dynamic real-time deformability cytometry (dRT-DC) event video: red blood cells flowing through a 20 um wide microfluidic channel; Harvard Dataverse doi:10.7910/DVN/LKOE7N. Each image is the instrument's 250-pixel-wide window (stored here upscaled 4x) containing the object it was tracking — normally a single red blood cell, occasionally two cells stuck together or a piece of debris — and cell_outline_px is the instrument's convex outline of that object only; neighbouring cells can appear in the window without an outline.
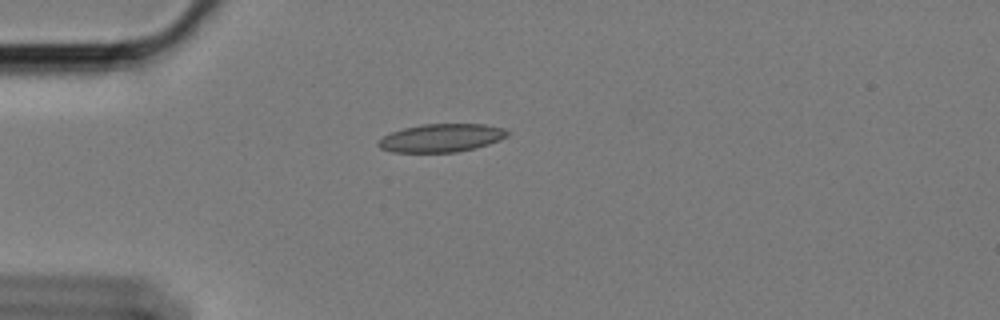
{"species": "Egyptian fruit bat (a non-hibernating species)", "species_latin": "Rousettus aegyptiacus", "temperature_condition": "cold", "stored_images_in_passage": 36, "camera_frame_rate_fps": 3000, "um_per_image_px": 0.085, "animal": {"sex": "female"}, "frame": {"image": 1, "passage_image": 1, "time_ms": 0.0, "image_size_px": [1000, 320], "cell_outline_px": [[508, 136], [500, 140], [476, 148], [456, 152], [392, 152], [380, 148], [376, 144], [384, 136], [392, 132], [404, 128], [424, 124], [484, 124], [504, 128], [508, 132]], "centroid_in_image_um": [37.53, 11.72], "position_along_channel_um": 47.5, "area_um2": 21.1}}
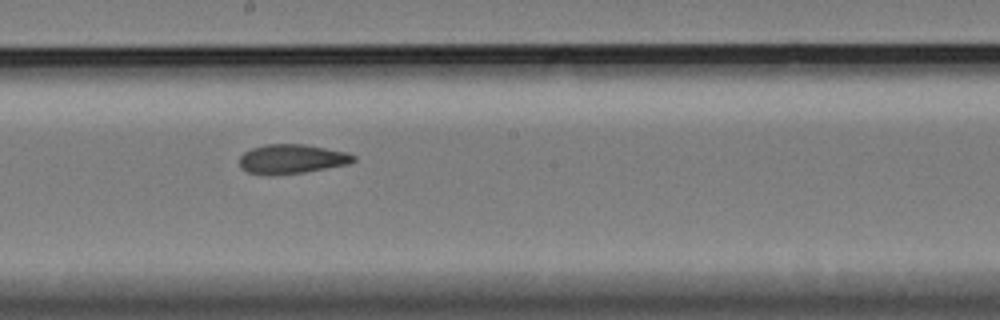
{"frame": {"image": 2, "passage_image": 18, "time_ms": 5.667, "image_size_px": [1000, 320], "cell_outline_px": [[356, 160], [348, 164], [304, 172], [272, 176], [248, 172], [240, 168], [240, 156], [244, 152], [252, 148], [264, 144], [304, 144], [348, 152], [356, 156]], "centroid_in_image_um": [24.79, 13.51], "position_along_channel_um": 223.4, "area_um2": 19.65}}
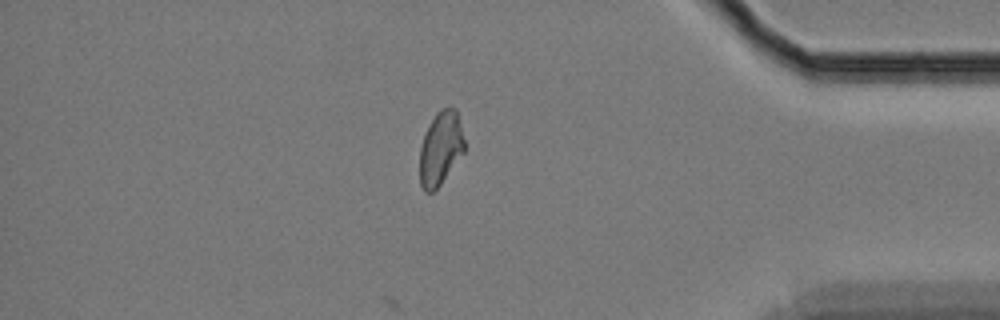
{"frame": {"image": 3, "passage_image": 36, "time_ms": 11.667, "image_size_px": [1000, 320], "cell_outline_px": [[464, 152], [440, 184], [432, 192], [424, 192], [420, 184], [420, 148], [428, 124], [436, 112], [440, 108], [456, 108], [464, 140]], "centroid_in_image_um": [37.43, 12.59], "position_along_channel_um": 397.8, "area_um2": 19.02}, "authors_computed_cell_mechanics": {"area_um2": 19.6231, "velocity_mm_per_s": 3.3767, "shape_relaxation_time_tau1_ms": null, "shape_relaxation_time_tau2_ms": 3.2517, "deformation_change_tau1": null, "deformation_change_tau2": 0.0767}}